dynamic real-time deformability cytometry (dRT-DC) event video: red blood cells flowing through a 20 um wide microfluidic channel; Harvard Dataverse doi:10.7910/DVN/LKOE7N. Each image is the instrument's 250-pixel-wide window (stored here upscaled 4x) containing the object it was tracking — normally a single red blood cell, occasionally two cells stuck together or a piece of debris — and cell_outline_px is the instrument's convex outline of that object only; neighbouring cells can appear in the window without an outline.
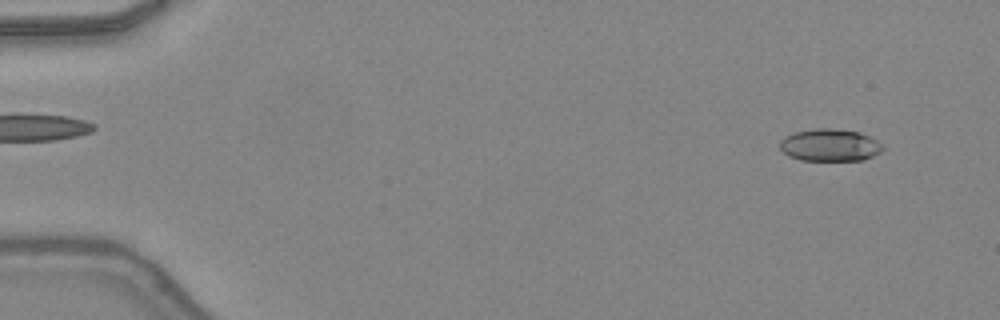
{"species": "common noctule bat (a hibernating species)", "species_latin": "Nyctalus noctula", "temperature_condition": "warm", "stored_images_in_passage": 47, "camera_frame_rate_fps": 3000, "um_per_image_px": 0.085, "animal": {"sex": "female", "body_mass_g": 24.6, "forearm_length_mm": 56.2}, "frame": {"image": 1, "passage_image": 3, "time_ms": 0.667, "image_size_px": [1000, 320], "cell_outline_px": [[884, 148], [880, 152], [864, 160], [800, 160], [788, 156], [780, 148], [780, 140], [784, 136], [796, 132], [816, 128], [832, 128], [860, 132], [884, 144]], "centroid_in_image_um": [70.54, 12.33], "position_along_channel_um": 14.5, "area_um2": 19.42}}
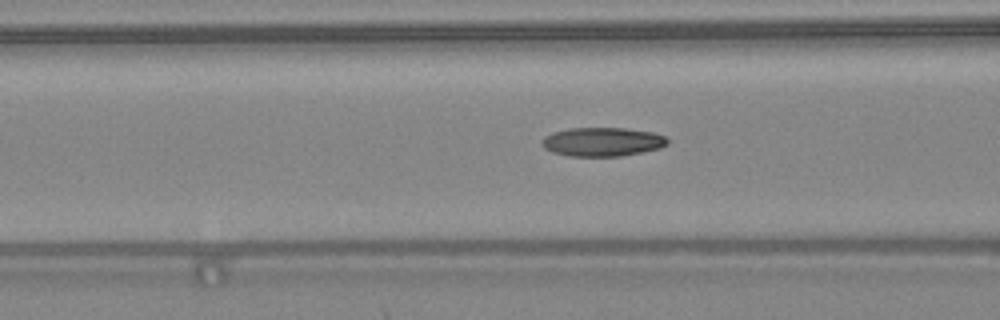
{"frame": {"image": 2, "passage_image": 19, "time_ms": 6.0, "image_size_px": [1000, 320], "cell_outline_px": [[668, 144], [660, 148], [620, 156], [568, 156], [552, 152], [544, 148], [540, 140], [544, 136], [552, 132], [568, 128], [624, 128], [652, 132], [664, 136], [668, 140]], "centroid_in_image_um": [51.16, 12.05], "position_along_channel_um": 115.4, "area_um2": 21.15}}
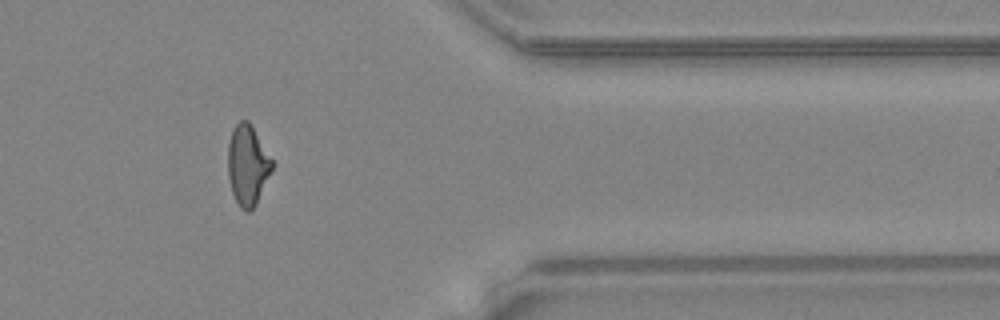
{"frame": {"image": 3, "passage_image": 39, "time_ms": 12.667, "image_size_px": [1000, 320], "cell_outline_px": [[272, 168], [256, 204], [248, 212], [240, 208], [232, 192], [228, 176], [228, 144], [232, 128], [240, 120], [248, 120], [252, 124], [272, 160]], "centroid_in_image_um": [21.02, 14.0], "position_along_channel_um": 390.4, "area_um2": 20.46}, "authors_computed_cell_mechanics": {"area_um2": 20.4034, "velocity_mm_per_s": 4.3938, "shape_relaxation_time_tau1_ms": 10.7077, "shape_relaxation_time_tau2_ms": 2.514, "deformation_change_tau1": 0.316, "deformation_change_tau2": 0.0997}}